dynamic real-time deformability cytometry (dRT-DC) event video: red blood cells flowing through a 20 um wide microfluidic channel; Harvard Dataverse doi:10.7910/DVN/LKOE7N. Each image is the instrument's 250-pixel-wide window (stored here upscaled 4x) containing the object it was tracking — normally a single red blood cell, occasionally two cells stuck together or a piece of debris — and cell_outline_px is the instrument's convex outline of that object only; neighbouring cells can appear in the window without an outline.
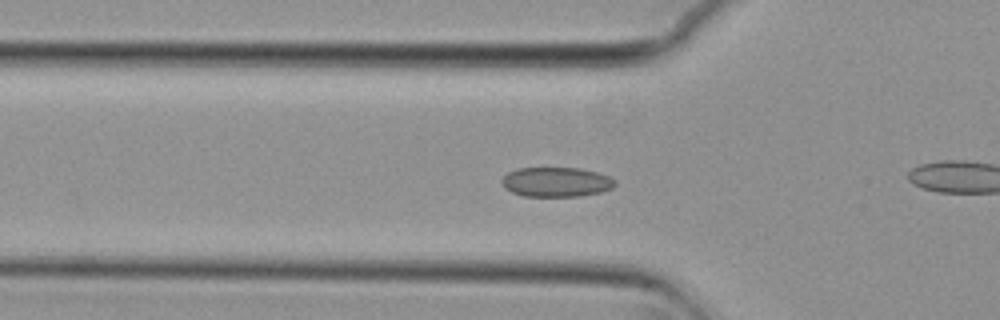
{"species": "common noctule bat (a hibernating species)", "species_latin": "Nyctalus noctula", "temperature_condition": "cold", "stored_images_in_passage": 49, "camera_frame_rate_fps": 3000, "um_per_image_px": 0.085, "animal": {"sex": "female", "body_mass_g": 29.2, "forearm_length_mm": 56.3}, "frame": {"image": 1, "passage_image": 11, "time_ms": 3.333, "image_size_px": [1000, 320], "cell_outline_px": [[616, 184], [612, 188], [600, 192], [580, 196], [524, 196], [512, 192], [504, 188], [500, 180], [508, 172], [516, 168], [580, 168], [596, 172], [608, 176], [616, 180]], "centroid_in_image_um": [47.26, 15.47], "position_along_channel_um": 78.5, "area_um2": 19.59}}
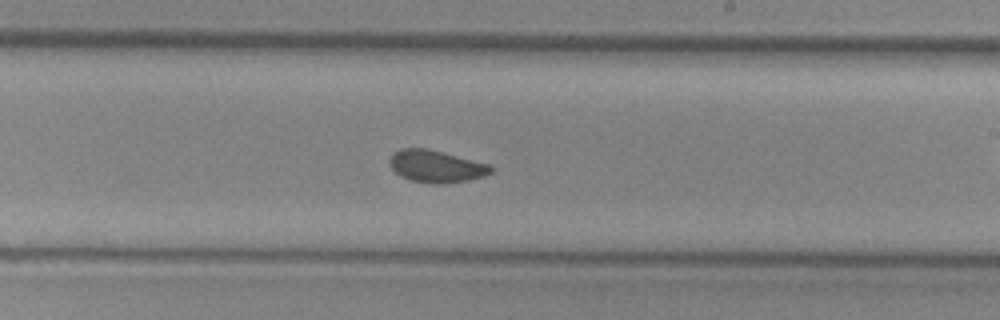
{"frame": {"image": 2, "passage_image": 25, "time_ms": 8.0, "image_size_px": [1000, 320], "cell_outline_px": [[496, 168], [492, 172], [484, 176], [468, 180], [444, 184], [436, 184], [412, 180], [400, 176], [388, 164], [388, 160], [392, 152], [400, 148], [424, 148], [492, 164]], "centroid_in_image_um": [37.09, 14.13], "position_along_channel_um": 251.9, "area_um2": 19.19}}
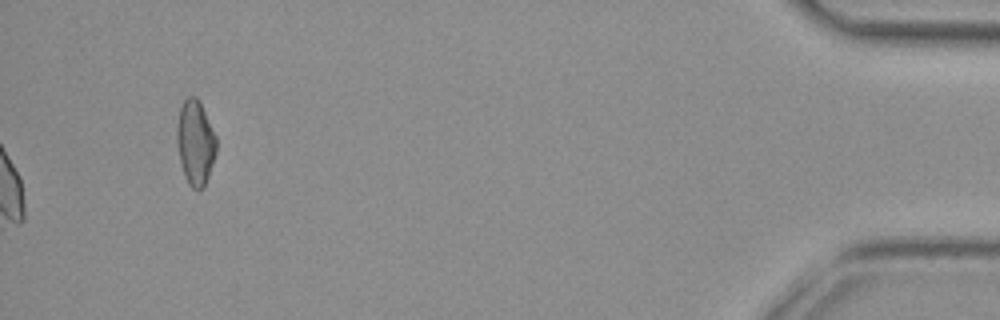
{"frame": {"image": 3, "passage_image": 49, "time_ms": 16.0, "image_size_px": [1000, 320], "cell_outline_px": [[216, 152], [204, 188], [200, 192], [192, 188], [188, 184], [184, 176], [180, 164], [176, 140], [176, 132], [180, 108], [184, 100], [188, 96], [196, 96], [200, 100], [216, 136]], "centroid_in_image_um": [16.6, 12.14], "position_along_channel_um": 418.6, "area_um2": 19.77}, "authors_computed_cell_mechanics": {"area_um2": 19.1318, "velocity_mm_per_s": 3.711, "shape_relaxation_time_tau1_ms": null, "shape_relaxation_time_tau2_ms": 1.3109, "deformation_change_tau1": null, "deformation_change_tau2": 0.0566}}